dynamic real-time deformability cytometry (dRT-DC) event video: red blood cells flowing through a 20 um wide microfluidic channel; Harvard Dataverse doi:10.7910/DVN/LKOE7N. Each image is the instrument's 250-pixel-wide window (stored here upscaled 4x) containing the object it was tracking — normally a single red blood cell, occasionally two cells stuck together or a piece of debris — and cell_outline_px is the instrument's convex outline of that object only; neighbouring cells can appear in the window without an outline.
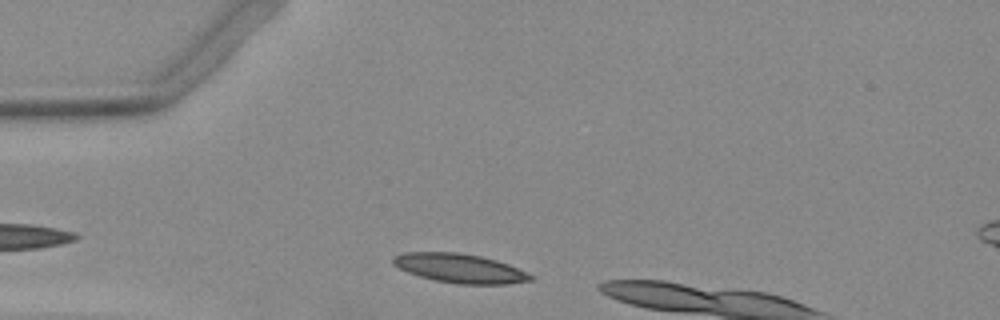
{"species": "Egyptian fruit bat (a non-hibernating species)", "species_latin": "Rousettus aegyptiacus", "temperature_condition": "warm", "stored_images_in_passage": 19, "camera_frame_rate_fps": 3000, "um_per_image_px": 0.085, "animal": {"sex": "female"}, "frame": {"image": 1, "passage_image": 3, "time_ms": 0.667, "image_size_px": [1000, 320], "cell_outline_px": [[532, 280], [504, 284], [456, 284], [436, 280], [420, 276], [408, 272], [392, 264], [392, 256], [404, 252], [456, 252], [480, 256], [496, 260], [508, 264], [532, 276]], "centroid_in_image_um": [39.02, 22.79], "position_along_channel_um": 46.0, "area_um2": 23.06}}
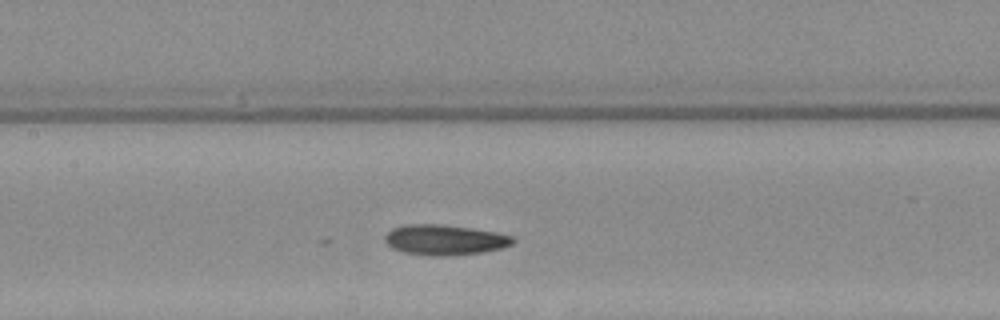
{"frame": {"image": 2, "passage_image": 14, "time_ms": 4.333, "image_size_px": [1000, 320], "cell_outline_px": [[516, 240], [512, 244], [500, 248], [480, 252], [448, 256], [432, 256], [404, 252], [392, 248], [384, 240], [384, 236], [392, 228], [404, 224], [440, 224], [472, 228], [512, 236]], "centroid_in_image_um": [37.75, 20.38], "position_along_channel_um": 169.6, "area_um2": 22.48}}
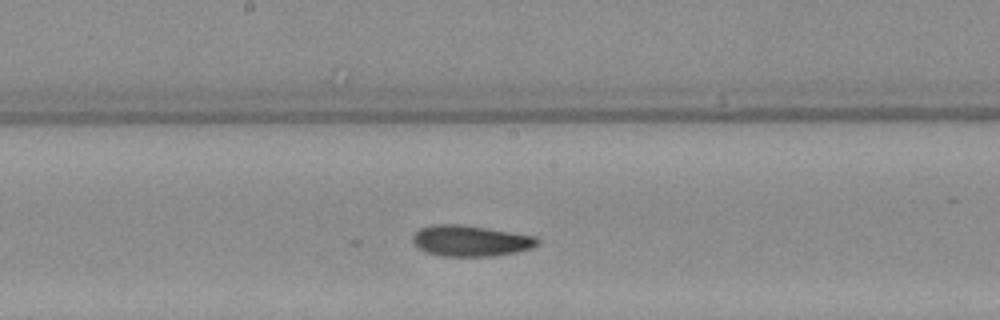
{"frame": {"image": 3, "passage_image": 17, "time_ms": 5.333, "image_size_px": [1000, 320], "cell_outline_px": [[540, 240], [536, 244], [528, 248], [516, 252], [492, 256], [440, 256], [428, 252], [420, 248], [412, 240], [412, 236], [420, 228], [432, 224], [460, 224], [536, 236]], "centroid_in_image_um": [39.97, 20.46], "position_along_channel_um": 208.2, "area_um2": 22.2}}